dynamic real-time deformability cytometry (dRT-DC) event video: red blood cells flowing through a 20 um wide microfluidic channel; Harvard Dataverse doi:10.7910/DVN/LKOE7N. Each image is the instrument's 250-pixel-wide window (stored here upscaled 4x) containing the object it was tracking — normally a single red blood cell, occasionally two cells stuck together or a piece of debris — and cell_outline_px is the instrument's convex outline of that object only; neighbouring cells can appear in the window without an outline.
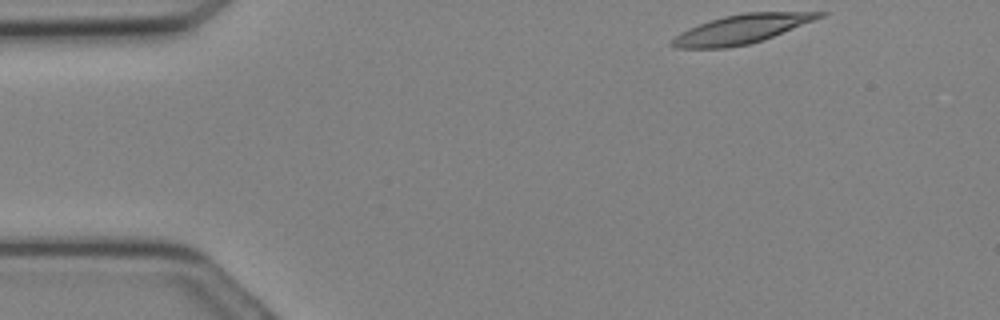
{"species": "Egyptian fruit bat (a non-hibernating species)", "species_latin": "Rousettus aegyptiacus", "temperature_condition": "cold", "stored_images_in_passage": 6, "camera_frame_rate_fps": 3000, "um_per_image_px": 0.085, "animal": {"sex": "female"}, "frame": {"image": 1, "passage_image": 1, "time_ms": 0.0, "image_size_px": [1000, 320], "cell_outline_px": [[828, 12], [824, 16], [772, 36], [748, 44], [724, 48], [676, 48], [668, 44], [676, 36], [688, 28], [724, 16], [744, 12]], "centroid_in_image_um": [62.99, 2.47], "position_along_channel_um": 22.0, "area_um2": 24.28}}
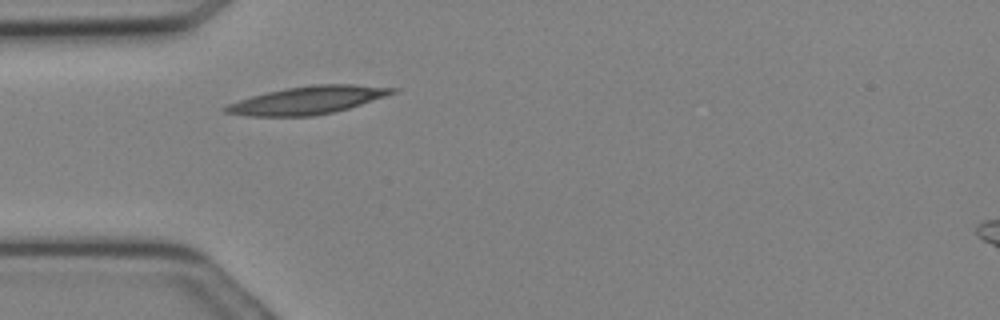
{"frame": {"image": 2, "passage_image": 6, "time_ms": 1.667, "image_size_px": [1000, 320], "cell_outline_px": [[400, 88], [396, 92], [348, 108], [332, 112], [312, 116], [244, 116], [224, 112], [220, 108], [228, 104], [252, 96], [284, 88], [312, 84], [352, 84]], "centroid_in_image_um": [26.11, 8.51], "position_along_channel_um": 58.9, "area_um2": 26.88}}